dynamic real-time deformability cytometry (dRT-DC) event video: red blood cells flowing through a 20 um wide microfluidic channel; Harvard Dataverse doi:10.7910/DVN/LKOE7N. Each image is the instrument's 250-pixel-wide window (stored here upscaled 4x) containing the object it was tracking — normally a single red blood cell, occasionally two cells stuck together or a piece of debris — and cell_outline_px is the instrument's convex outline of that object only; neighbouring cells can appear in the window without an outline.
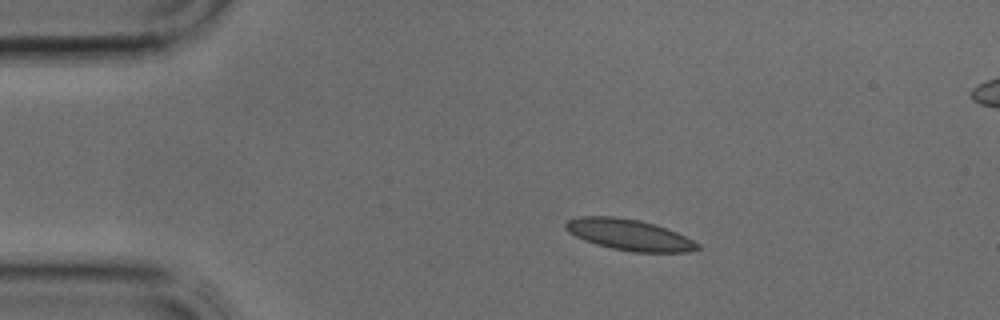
{"species": "common noctule bat (a hibernating species)", "species_latin": "Nyctalus noctula", "temperature_condition": "cold", "stored_images_in_passage": 34, "camera_frame_rate_fps": 3000, "um_per_image_px": 0.085, "animal": {"sex": "male", "body_mass_g": 17.9, "forearm_length_mm": 54.2}, "frame": {"image": 1, "passage_image": 1, "time_ms": 0.0, "image_size_px": [1000, 320], "cell_outline_px": [[700, 248], [688, 252], [632, 252], [612, 248], [596, 244], [584, 240], [568, 232], [564, 228], [564, 224], [568, 220], [580, 216], [612, 216], [640, 220], [676, 232], [700, 244]], "centroid_in_image_um": [53.45, 19.96], "position_along_channel_um": 31.6, "area_um2": 23.7}}
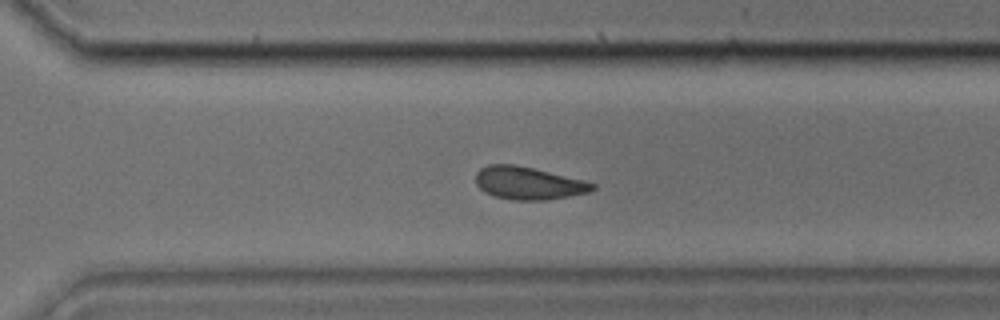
{"frame": {"image": 2, "passage_image": 21, "time_ms": 6.667, "image_size_px": [1000, 320], "cell_outline_px": [[596, 188], [592, 192], [548, 200], [512, 200], [496, 196], [484, 192], [476, 184], [476, 172], [480, 168], [488, 164], [512, 164], [532, 168], [584, 180], [596, 184]], "centroid_in_image_um": [44.93, 15.57], "position_along_channel_um": 325.7, "area_um2": 22.31}}
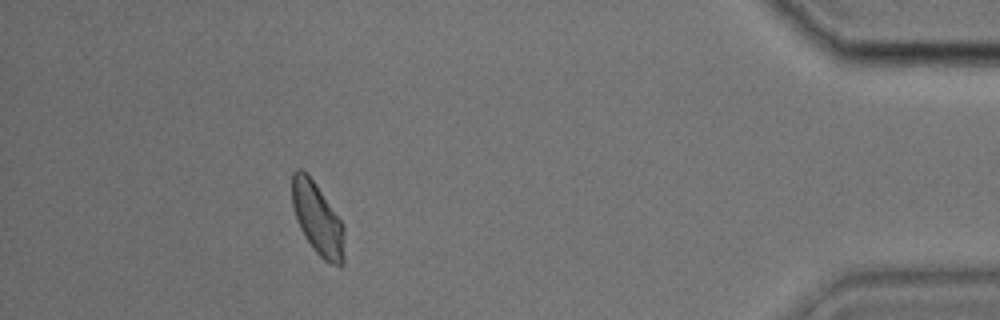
{"frame": {"image": 3, "passage_image": 29, "time_ms": 9.333, "image_size_px": [1000, 320], "cell_outline_px": [[344, 264], [332, 264], [324, 260], [312, 248], [304, 236], [300, 228], [292, 204], [292, 172], [296, 168], [300, 168], [312, 180], [344, 224]], "centroid_in_image_um": [26.99, 18.62], "position_along_channel_um": 408.2, "area_um2": 21.68}}